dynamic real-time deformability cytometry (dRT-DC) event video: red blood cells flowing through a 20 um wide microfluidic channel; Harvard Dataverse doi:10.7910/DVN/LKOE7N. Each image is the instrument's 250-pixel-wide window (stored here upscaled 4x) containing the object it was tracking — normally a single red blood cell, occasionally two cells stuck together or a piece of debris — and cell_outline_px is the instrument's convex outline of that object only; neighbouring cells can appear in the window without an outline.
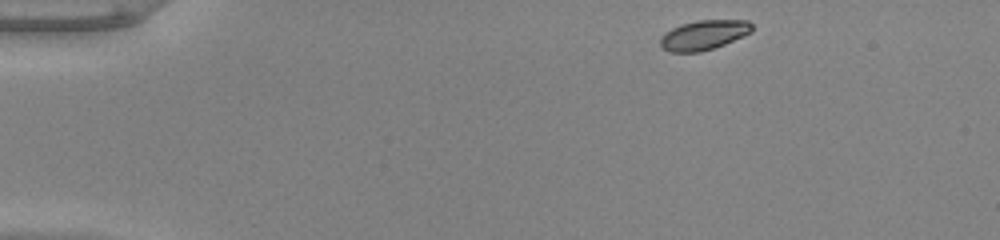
{"species": "common noctule bat (a hibernating species)", "species_latin": "Nyctalus noctula", "temperature_condition": "warm", "stored_images_in_passage": 46, "camera_frame_rate_fps": 3000, "um_per_image_px": 0.085, "animal": {"sex": "male", "body_mass_g": 20.0, "forearm_length_mm": 53.3}, "frame": {"image": 1, "passage_image": 1, "time_ms": 0.0, "image_size_px": [1000, 240], "cell_outline_px": [[752, 32], [744, 36], [724, 44], [700, 52], [668, 52], [660, 48], [660, 36], [664, 32], [680, 24], [696, 20], [748, 20], [752, 24]], "centroid_in_image_um": [59.78, 2.97], "position_along_channel_um": 25.2, "area_um2": 16.07}}
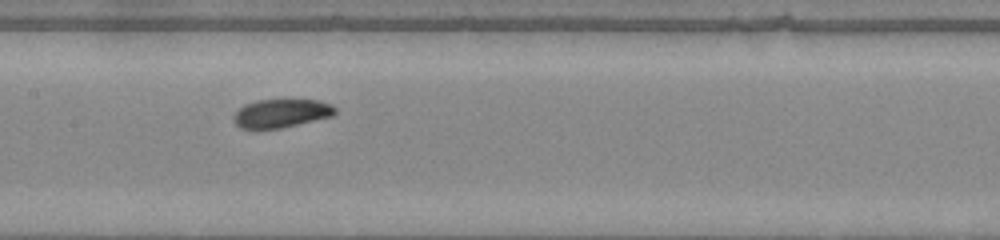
{"frame": {"image": 2, "passage_image": 20, "time_ms": 6.333, "image_size_px": [1000, 240], "cell_outline_px": [[336, 112], [332, 116], [280, 128], [248, 132], [240, 128], [232, 120], [232, 116], [244, 104], [256, 100], [320, 100], [332, 104], [336, 108]], "centroid_in_image_um": [23.83, 9.66], "position_along_channel_um": 183.6, "area_um2": 17.34}}
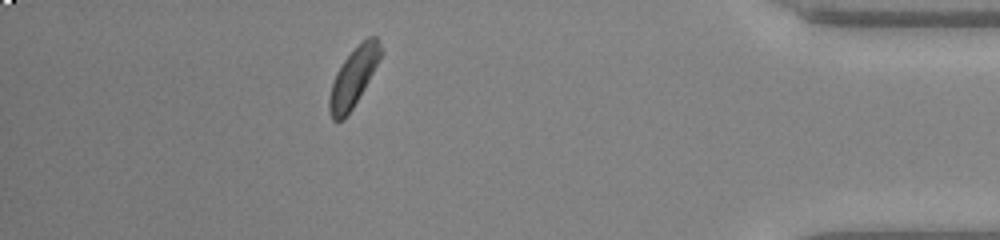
{"frame": {"image": 3, "passage_image": 40, "time_ms": 13.0, "image_size_px": [1000, 240], "cell_outline_px": [[384, 52], [364, 88], [352, 108], [344, 120], [332, 120], [328, 112], [328, 100], [332, 84], [336, 72], [344, 60], [368, 36], [376, 36], [380, 40]], "centroid_in_image_um": [30.05, 6.57], "position_along_channel_um": 405.1, "area_um2": 17.4}, "authors_computed_cell_mechanics": {"area_um2": 17.1955, "velocity_mm_per_s": 3.9347, "shape_relaxation_time_tau1_ms": 1.7474, "shape_relaxation_time_tau2_ms": null, "deformation_change_tau1": 0.0971, "deformation_change_tau2": null}}